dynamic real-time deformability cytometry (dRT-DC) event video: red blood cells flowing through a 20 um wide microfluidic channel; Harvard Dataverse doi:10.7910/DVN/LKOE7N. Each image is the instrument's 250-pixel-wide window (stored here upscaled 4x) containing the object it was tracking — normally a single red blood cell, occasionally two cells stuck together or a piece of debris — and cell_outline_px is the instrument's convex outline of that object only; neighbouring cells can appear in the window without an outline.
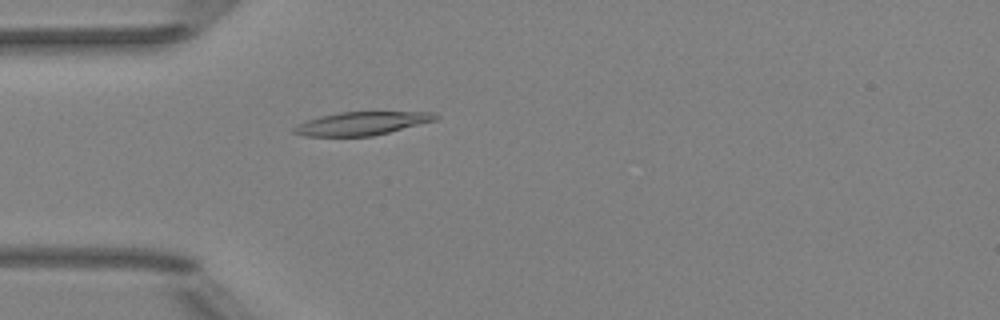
{"species": "Egyptian fruit bat (a non-hibernating species)", "species_latin": "Rousettus aegyptiacus", "temperature_condition": "room temperature", "stored_images_in_passage": 1, "camera_frame_rate_fps": 3000, "um_per_image_px": 0.085, "animal": {"sex": "female"}, "frame": {"image": 1, "passage_image": 1, "time_ms": 0.0, "image_size_px": [1000, 320], "cell_outline_px": [[440, 116], [436, 120], [372, 136], [304, 136], [292, 132], [292, 128], [296, 124], [304, 120], [320, 116], [340, 112], [432, 112]], "centroid_in_image_um": [30.68, 10.49], "position_along_channel_um": 54.3, "area_um2": 19.19}}